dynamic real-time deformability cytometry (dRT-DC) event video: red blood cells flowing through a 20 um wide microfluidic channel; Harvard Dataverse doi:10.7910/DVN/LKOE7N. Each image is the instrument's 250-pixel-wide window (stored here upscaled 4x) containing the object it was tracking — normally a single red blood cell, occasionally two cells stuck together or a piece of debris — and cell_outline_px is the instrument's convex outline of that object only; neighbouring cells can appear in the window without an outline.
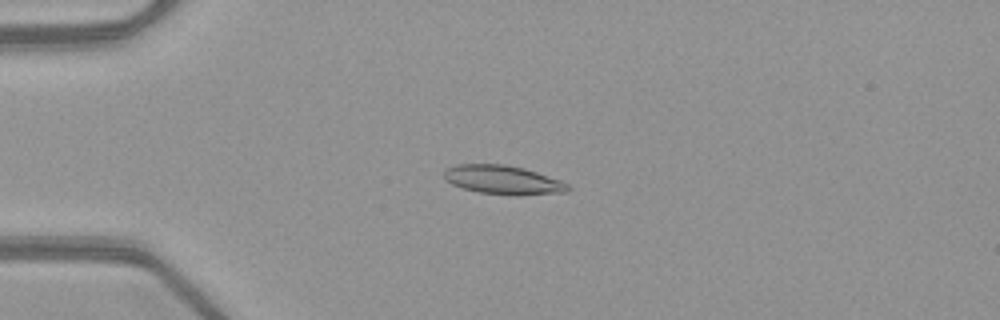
{"species": "common noctule bat (a hibernating species)", "species_latin": "Nyctalus noctula", "temperature_condition": "warm", "stored_images_in_passage": 51, "camera_frame_rate_fps": 3000, "um_per_image_px": 0.085, "animal": {"sex": "female", "body_mass_g": 21.9}, "frame": {"image": 1, "passage_image": 13, "time_ms": 4.0, "image_size_px": [1000, 320], "cell_outline_px": [[572, 188], [568, 192], [520, 196], [516, 196], [480, 192], [464, 188], [452, 184], [444, 180], [444, 172], [448, 168], [456, 164], [504, 164], [524, 168], [560, 180], [568, 184]], "centroid_in_image_um": [42.79, 15.3], "position_along_channel_um": 42.2, "area_um2": 20.98}}
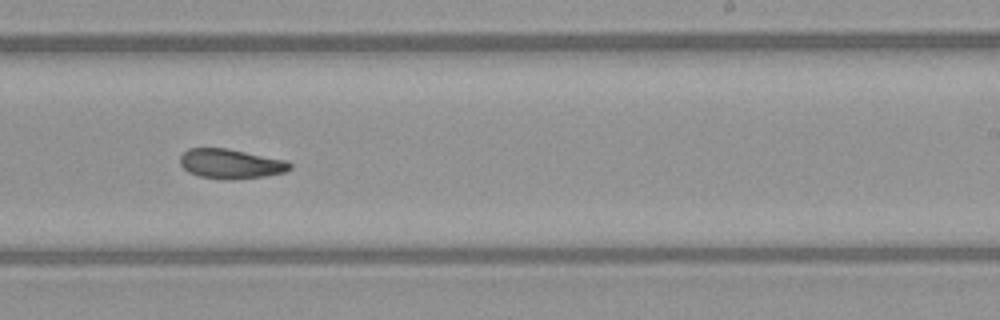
{"frame": {"image": 2, "passage_image": 32, "time_ms": 10.333, "image_size_px": [1000, 320], "cell_outline_px": [[292, 168], [284, 172], [264, 176], [232, 180], [200, 176], [188, 172], [180, 164], [180, 156], [188, 148], [228, 148], [288, 160], [292, 164]], "centroid_in_image_um": [19.64, 13.91], "position_along_channel_um": 269.4, "area_um2": 19.07}}
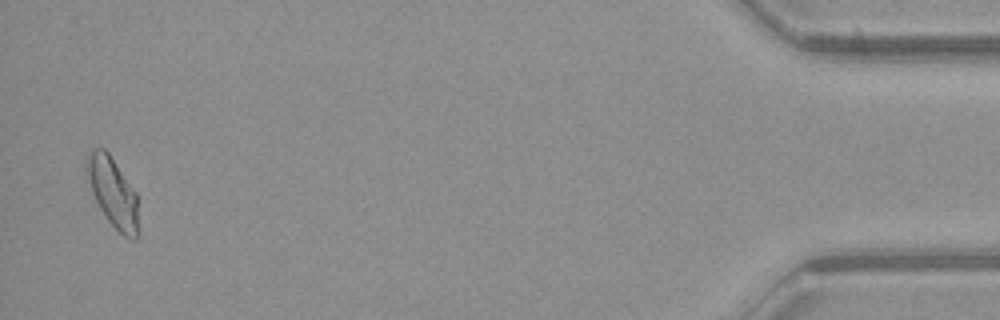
{"frame": {"image": 3, "passage_image": 50, "time_ms": 16.333, "image_size_px": [1000, 320], "cell_outline_px": [[140, 236], [136, 240], [132, 240], [124, 236], [108, 220], [100, 208], [92, 192], [84, 168], [84, 156], [92, 148], [104, 148], [108, 152], [136, 192], [140, 232]], "centroid_in_image_um": [9.59, 16.34], "position_along_channel_um": 425.6, "area_um2": 21.39}, "authors_computed_cell_mechanics": {"area_um2": 19.8832, "velocity_mm_per_s": 4.0471, "shape_relaxation_time_tau1_ms": 6.5462, "shape_relaxation_time_tau2_ms": 5.583, "deformation_change_tau1": 0.1835, "deformation_change_tau2": 0.1277}}